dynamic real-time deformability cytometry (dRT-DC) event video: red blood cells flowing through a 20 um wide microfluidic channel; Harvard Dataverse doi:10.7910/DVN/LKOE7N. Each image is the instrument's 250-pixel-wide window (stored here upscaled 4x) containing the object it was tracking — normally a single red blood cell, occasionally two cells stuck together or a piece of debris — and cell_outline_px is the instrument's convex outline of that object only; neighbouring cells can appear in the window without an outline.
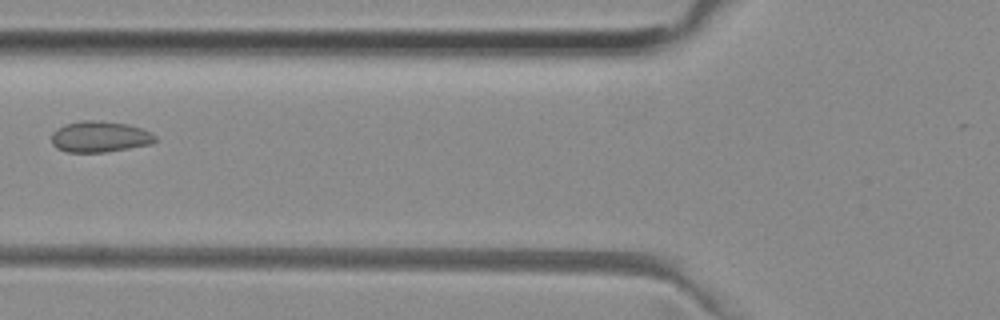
{"species": "common noctule bat (a hibernating species)", "species_latin": "Nyctalus noctula", "temperature_condition": "room temperature", "stored_images_in_passage": 6, "camera_frame_rate_fps": 3000, "um_per_image_px": 0.085, "animal": {"sex": "female", "body_mass_g": 29.2, "forearm_length_mm": 56.3}, "frame": {"image": 1, "passage_image": 4, "time_ms": 1.0, "image_size_px": [1000, 320], "cell_outline_px": [[156, 140], [152, 144], [104, 152], [68, 152], [56, 148], [52, 144], [52, 132], [56, 128], [64, 124], [80, 120], [92, 120], [128, 124], [152, 132], [156, 136]], "centroid_in_image_um": [8.46, 11.61], "position_along_channel_um": 117.3, "area_um2": 18.84}}
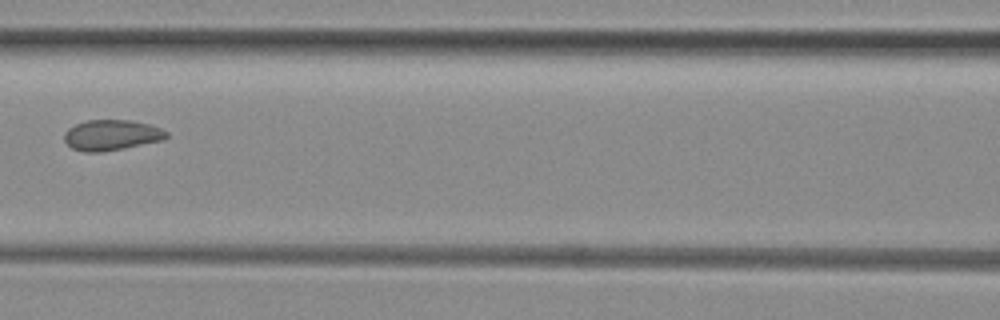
{"frame": {"image": 2, "passage_image": 5, "time_ms": 1.333, "image_size_px": [1000, 320], "cell_outline_px": [[168, 136], [164, 140], [104, 152], [84, 152], [72, 148], [64, 140], [64, 132], [68, 128], [76, 124], [88, 120], [132, 120], [148, 124], [160, 128], [168, 132]], "centroid_in_image_um": [9.48, 11.48], "position_along_channel_um": 157.1, "area_um2": 18.26}}
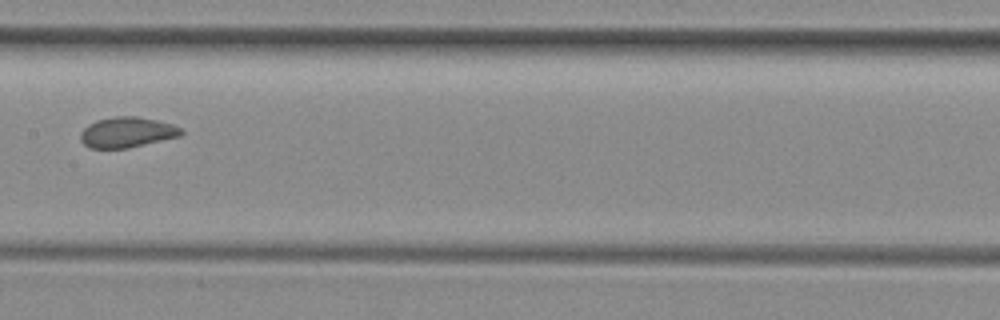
{"frame": {"image": 3, "passage_image": 6, "time_ms": 1.667, "image_size_px": [1000, 320], "cell_outline_px": [[184, 132], [180, 136], [128, 148], [88, 148], [80, 140], [80, 132], [88, 124], [96, 120], [116, 116], [136, 116], [156, 120], [172, 124], [180, 128]], "centroid_in_image_um": [10.77, 11.24], "position_along_channel_um": 196.6, "area_um2": 17.86}}